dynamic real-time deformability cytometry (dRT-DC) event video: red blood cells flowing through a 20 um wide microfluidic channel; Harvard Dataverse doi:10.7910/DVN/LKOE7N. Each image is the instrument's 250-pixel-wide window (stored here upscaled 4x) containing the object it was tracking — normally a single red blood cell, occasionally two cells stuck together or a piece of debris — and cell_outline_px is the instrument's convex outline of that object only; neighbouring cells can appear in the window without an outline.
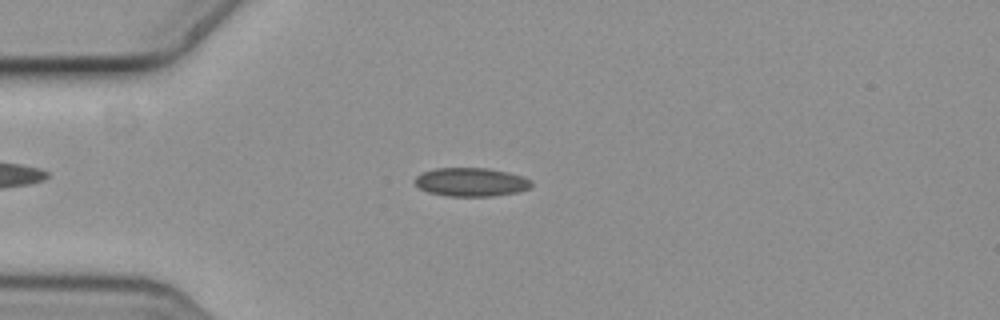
{"species": "common noctule bat (a hibernating species)", "species_latin": "Nyctalus noctula", "temperature_condition": "cold", "stored_images_in_passage": 4, "camera_frame_rate_fps": 3000, "um_per_image_px": 0.085, "animal": {"sex": "female", "body_mass_g": 19.3, "forearm_length_mm": 54.1}, "frame": {"image": 1, "passage_image": 3, "time_ms": 0.667, "image_size_px": [1000, 320], "cell_outline_px": [[532, 188], [520, 192], [492, 196], [448, 196], [428, 192], [420, 188], [416, 184], [416, 176], [424, 172], [436, 168], [488, 168], [508, 172], [524, 176], [532, 180]], "centroid_in_image_um": [40.12, 15.48], "position_along_channel_um": 44.9, "area_um2": 19.54}}